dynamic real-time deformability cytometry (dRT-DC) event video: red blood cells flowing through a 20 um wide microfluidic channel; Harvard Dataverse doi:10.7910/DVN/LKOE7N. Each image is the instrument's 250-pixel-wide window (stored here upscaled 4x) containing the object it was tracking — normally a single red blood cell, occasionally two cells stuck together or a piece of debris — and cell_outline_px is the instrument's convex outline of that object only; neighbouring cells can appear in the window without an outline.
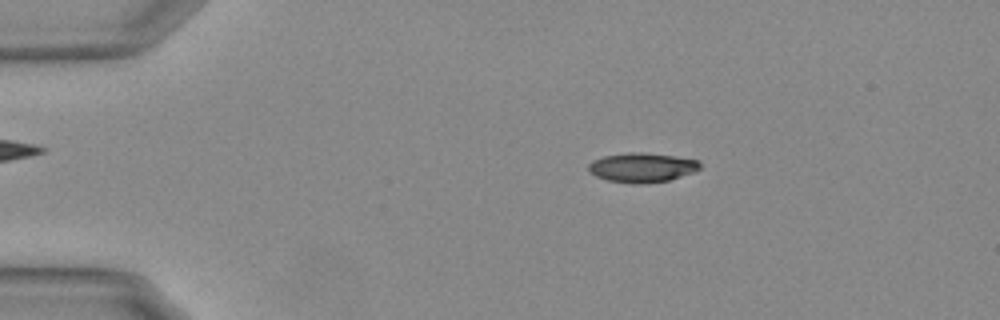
{"species": "Egyptian fruit bat (a non-hibernating species)", "species_latin": "Rousettus aegyptiacus", "temperature_condition": "warm", "stored_images_in_passage": 45, "camera_frame_rate_fps": 3000, "um_per_image_px": 0.085, "animal": {"sex": "female"}, "frame": {"image": 1, "passage_image": 1, "time_ms": 0.0, "image_size_px": [1000, 320], "cell_outline_px": [[700, 168], [692, 172], [668, 180], [644, 184], [632, 184], [608, 180], [596, 176], [588, 172], [588, 164], [592, 160], [604, 156], [628, 152], [644, 152], [700, 160]], "centroid_in_image_um": [54.53, 14.24], "position_along_channel_um": 30.5, "area_um2": 19.13}}
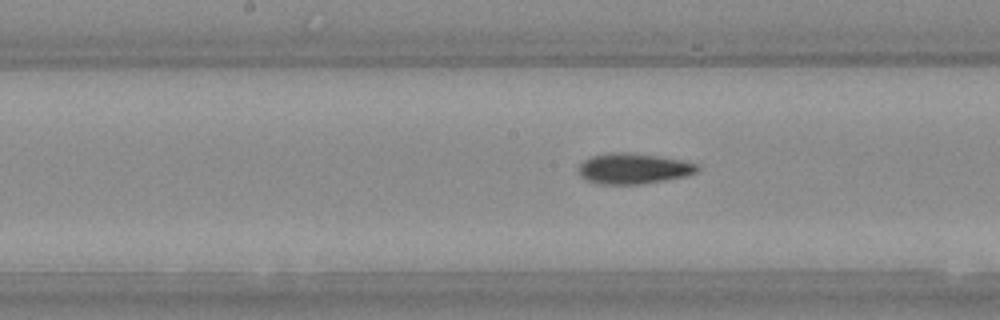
{"frame": {"image": 2, "passage_image": 19, "time_ms": 6.0, "image_size_px": [1000, 320], "cell_outline_px": [[700, 168], [696, 172], [684, 176], [664, 180], [640, 184], [600, 184], [588, 180], [580, 176], [580, 164], [584, 160], [592, 156], [608, 152], [628, 152], [660, 156], [680, 160], [696, 164]], "centroid_in_image_um": [53.83, 14.32], "position_along_channel_um": 194.4, "area_um2": 20.98}}
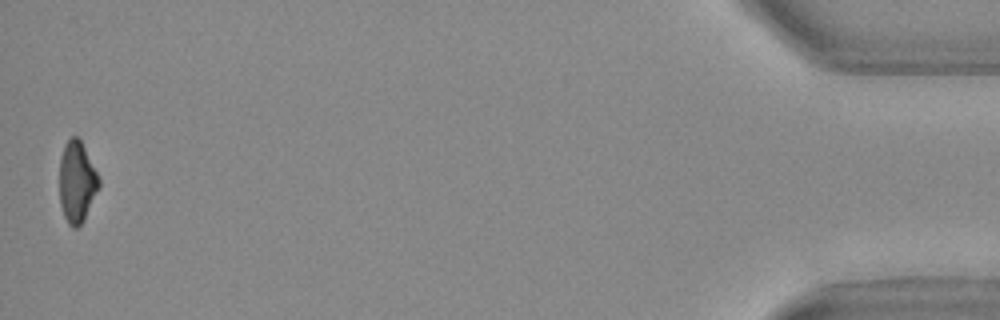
{"frame": {"image": 3, "passage_image": 45, "time_ms": 14.667, "image_size_px": [1000, 320], "cell_outline_px": [[100, 188], [84, 220], [76, 228], [72, 228], [68, 224], [64, 216], [60, 204], [60, 156], [64, 144], [72, 136], [76, 136], [80, 140], [100, 180]], "centroid_in_image_um": [6.53, 15.5], "position_along_channel_um": 428.7, "area_um2": 18.61}, "authors_computed_cell_mechanics": {"area_um2": 20.1722, "velocity_mm_per_s": 3.7479, "shape_relaxation_time_tau1_ms": 3.8487, "shape_relaxation_time_tau2_ms": 4.4851, "deformation_change_tau1": 0.1606, "deformation_change_tau2": 0.1245}}